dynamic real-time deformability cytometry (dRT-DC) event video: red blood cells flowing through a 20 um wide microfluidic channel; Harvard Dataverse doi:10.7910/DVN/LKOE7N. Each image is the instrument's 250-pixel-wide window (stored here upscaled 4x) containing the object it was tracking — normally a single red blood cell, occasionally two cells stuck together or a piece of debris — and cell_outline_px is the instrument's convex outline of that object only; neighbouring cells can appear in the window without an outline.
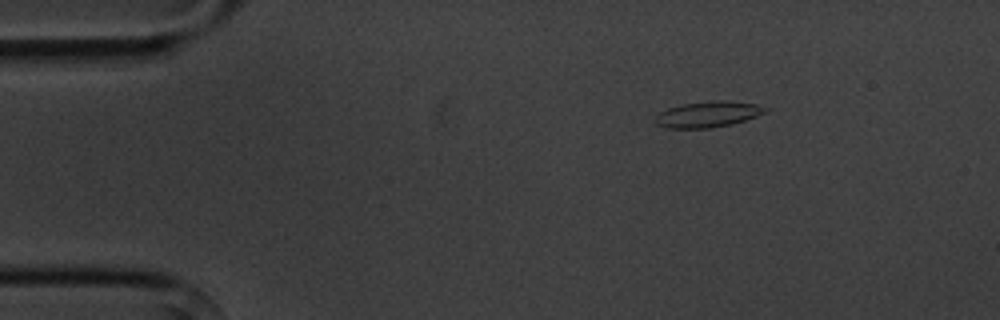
{"species": "common noctule bat (a hibernating species)", "species_latin": "Nyctalus noctula", "temperature_condition": "cold", "stored_images_in_passage": 4, "segment_of_instrument_passage": [1, 2], "camera_frame_rate_fps": 3000, "um_per_image_px": 0.085, "animal": {"sex": "male", "body_mass_g": 20.1, "forearm_length_mm": 53.5}, "frame": {"image": 1, "passage_image": 1, "time_ms": 0.0, "image_size_px": [1000, 320], "cell_outline_px": [[768, 108], [764, 112], [756, 116], [732, 124], [712, 128], [664, 128], [656, 124], [652, 120], [660, 112], [668, 108], [680, 104], [712, 100], [728, 100], [756, 104]], "centroid_in_image_um": [60.12, 9.71], "position_along_channel_um": 24.9, "area_um2": 16.76}}